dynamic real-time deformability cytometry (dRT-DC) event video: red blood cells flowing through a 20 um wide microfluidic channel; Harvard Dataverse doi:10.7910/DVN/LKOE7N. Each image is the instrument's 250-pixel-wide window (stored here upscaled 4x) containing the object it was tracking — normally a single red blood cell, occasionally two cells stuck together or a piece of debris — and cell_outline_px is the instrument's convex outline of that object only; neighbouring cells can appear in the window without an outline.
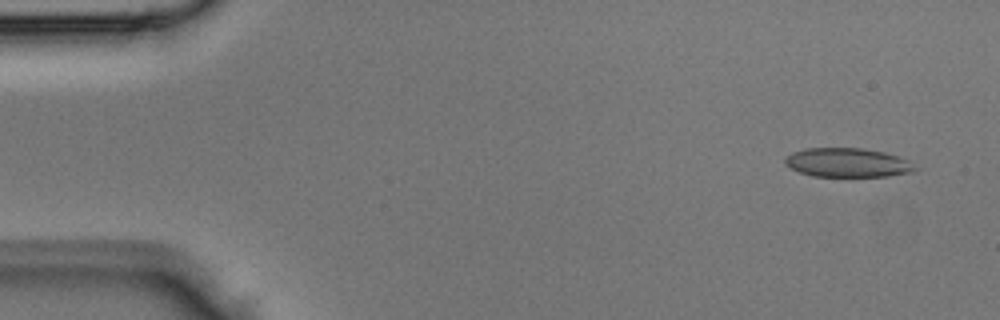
{"species": "Egyptian fruit bat (a non-hibernating species)", "species_latin": "Rousettus aegyptiacus", "temperature_condition": "room temperature", "stored_images_in_passage": 4, "camera_frame_rate_fps": 3000, "um_per_image_px": 0.085, "animal": {"sex": "male"}, "frame": {"image": 1, "passage_image": 1, "time_ms": 0.0, "image_size_px": [1000, 320], "cell_outline_px": [[920, 168], [912, 172], [888, 176], [812, 176], [800, 172], [784, 164], [784, 160], [792, 152], [804, 148], [864, 148], [884, 152], [900, 156], [908, 160]], "centroid_in_image_um": [72.08, 13.82], "position_along_channel_um": 12.9, "area_um2": 22.14}}
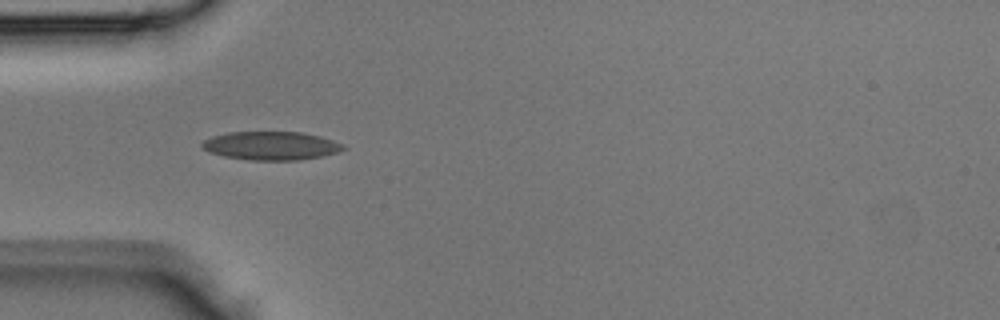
{"frame": {"image": 2, "passage_image": 4, "time_ms": 1.0, "image_size_px": [1000, 320], "cell_outline_px": [[348, 148], [336, 152], [320, 156], [296, 160], [252, 160], [224, 156], [208, 152], [200, 144], [204, 140], [212, 136], [228, 132], [300, 132], [320, 136], [344, 144]], "centroid_in_image_um": [23.03, 12.38], "position_along_channel_um": 62.0, "area_um2": 23.29}}